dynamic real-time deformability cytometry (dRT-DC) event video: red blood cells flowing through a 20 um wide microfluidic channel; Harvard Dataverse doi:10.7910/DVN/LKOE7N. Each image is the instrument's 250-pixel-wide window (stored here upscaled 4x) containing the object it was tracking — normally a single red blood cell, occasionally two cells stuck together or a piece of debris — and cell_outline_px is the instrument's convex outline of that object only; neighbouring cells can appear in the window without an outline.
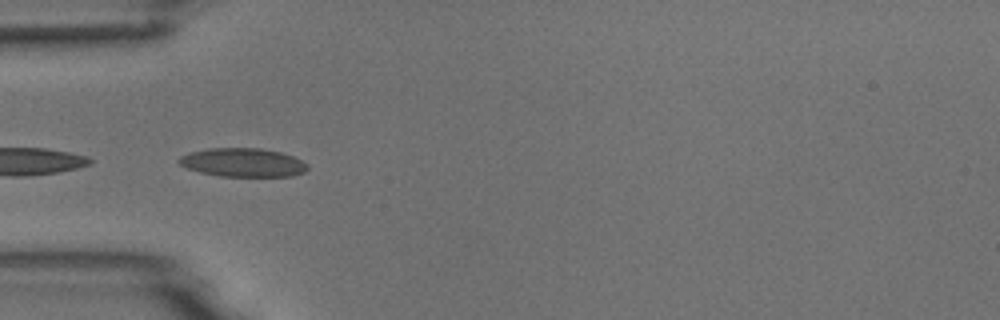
{"species": "common noctule bat (a hibernating species)", "species_latin": "Nyctalus noctula", "temperature_condition": "room temperature", "stored_images_in_passage": 7, "camera_frame_rate_fps": 3000, "um_per_image_px": 0.085, "animal": {"sex": "male", "body_mass_g": 18.8}, "frame": {"image": 1, "passage_image": 4, "time_ms": 1.0, "image_size_px": [1000, 320], "cell_outline_px": [[308, 168], [304, 172], [292, 176], [220, 176], [200, 172], [188, 168], [180, 164], [176, 160], [180, 156], [188, 152], [208, 148], [260, 148], [280, 152], [292, 156], [308, 164]], "centroid_in_image_um": [20.62, 13.8], "position_along_channel_um": 64.4, "area_um2": 21.44}}